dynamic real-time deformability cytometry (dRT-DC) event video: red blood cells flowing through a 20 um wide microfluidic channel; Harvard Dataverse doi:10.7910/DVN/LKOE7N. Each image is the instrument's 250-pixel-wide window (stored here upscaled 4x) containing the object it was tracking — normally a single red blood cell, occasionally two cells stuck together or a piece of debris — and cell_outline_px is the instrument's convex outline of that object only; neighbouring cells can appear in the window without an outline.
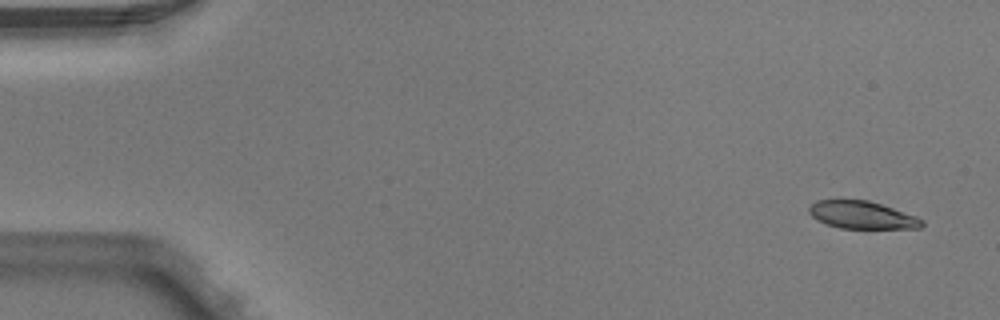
{"species": "Egyptian fruit bat (a non-hibernating species)", "species_latin": "Rousettus aegyptiacus", "temperature_condition": "warm", "stored_images_in_passage": 4, "camera_frame_rate_fps": 3000, "um_per_image_px": 0.085, "animal": {"sex": "male"}, "frame": {"image": 1, "passage_image": 1, "time_ms": 0.0, "image_size_px": [1000, 320], "cell_outline_px": [[924, 224], [920, 228], [840, 228], [816, 220], [808, 212], [808, 208], [816, 200], [840, 196], [868, 200], [916, 216], [924, 220]], "centroid_in_image_um": [73.19, 18.22], "position_along_channel_um": 11.8, "area_um2": 18.73}}
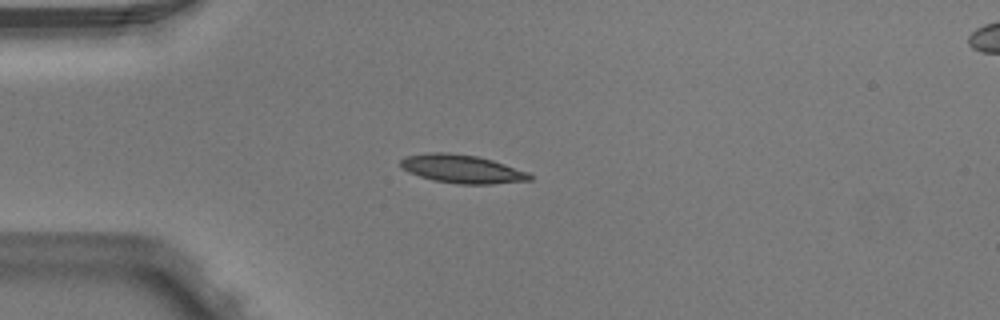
{"frame": {"image": 2, "passage_image": 4, "time_ms": 1.0, "image_size_px": [1000, 320], "cell_outline_px": [[532, 180], [492, 184], [460, 184], [432, 180], [408, 172], [400, 164], [400, 160], [404, 156], [428, 152], [448, 152], [476, 156], [492, 160], [528, 172], [532, 176]], "centroid_in_image_um": [39.25, 14.35], "position_along_channel_um": 45.7, "area_um2": 21.33}}